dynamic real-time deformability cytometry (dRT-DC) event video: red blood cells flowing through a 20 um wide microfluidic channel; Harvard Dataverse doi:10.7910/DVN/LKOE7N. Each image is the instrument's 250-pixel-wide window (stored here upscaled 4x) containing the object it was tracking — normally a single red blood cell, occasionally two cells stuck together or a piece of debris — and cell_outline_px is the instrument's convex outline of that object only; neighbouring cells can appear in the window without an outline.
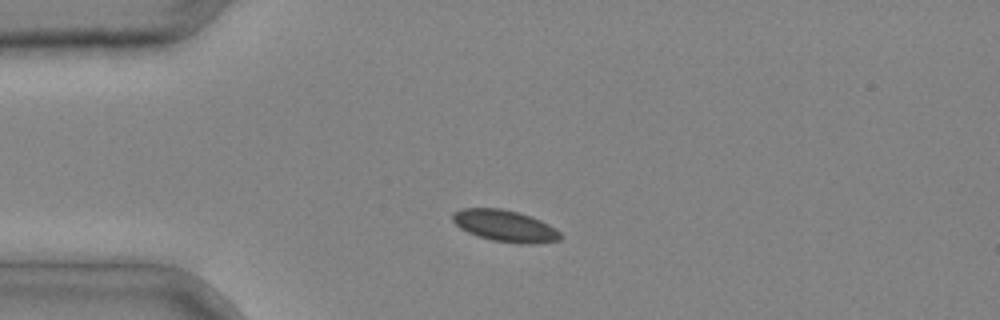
{"species": "common noctule bat (a hibernating species)", "species_latin": "Nyctalus noctula", "temperature_condition": "cold", "stored_images_in_passage": 1, "camera_frame_rate_fps": 3000, "um_per_image_px": 0.085, "animal": {"sex": "male", "body_mass_g": 20.4}, "frame": {"image": 1, "passage_image": 1, "time_ms": 0.0, "image_size_px": [1000, 320], "cell_outline_px": [[564, 236], [560, 240], [532, 244], [520, 244], [492, 240], [476, 236], [460, 228], [452, 220], [452, 212], [460, 208], [500, 208], [516, 212], [540, 220], [556, 228]], "centroid_in_image_um": [42.91, 19.21], "position_along_channel_um": 42.1, "area_um2": 19.94}}